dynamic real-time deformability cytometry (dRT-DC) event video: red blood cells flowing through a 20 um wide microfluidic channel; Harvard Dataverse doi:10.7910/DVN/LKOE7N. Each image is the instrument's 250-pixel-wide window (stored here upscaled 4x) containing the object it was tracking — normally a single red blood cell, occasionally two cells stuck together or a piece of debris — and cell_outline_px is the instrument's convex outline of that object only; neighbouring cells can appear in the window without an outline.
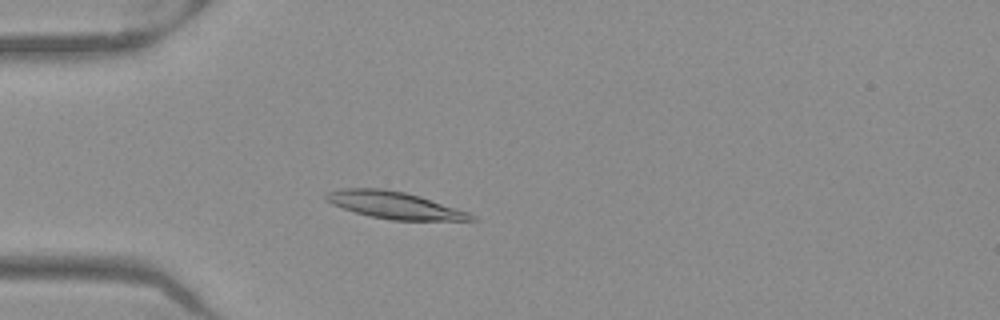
{"species": "Egyptian fruit bat (a non-hibernating species)", "species_latin": "Rousettus aegyptiacus", "temperature_condition": "warm", "stored_images_in_passage": 50, "camera_frame_rate_fps": 3000, "um_per_image_px": 0.085, "frame": {"image": 1, "passage_image": 13, "time_ms": 4.0, "image_size_px": [1000, 320], "cell_outline_px": [[480, 220], [392, 220], [368, 216], [332, 204], [324, 200], [324, 196], [328, 192], [340, 188], [384, 188], [404, 192], [420, 196], [468, 212], [476, 216]], "centroid_in_image_um": [33.51, 17.43], "position_along_channel_um": 51.5, "area_um2": 22.83}}
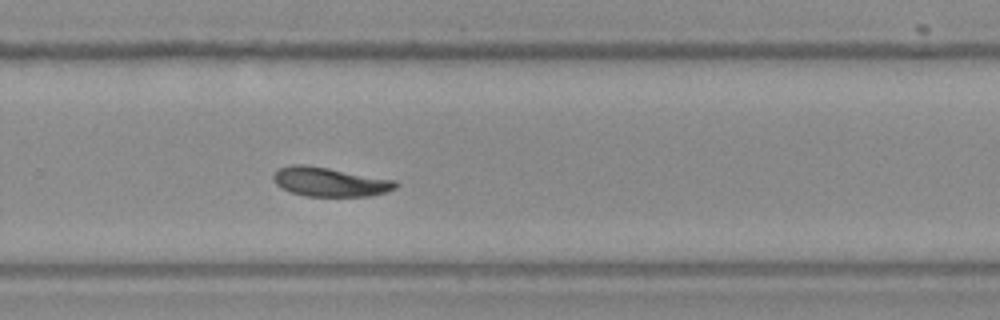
{"frame": {"image": 2, "passage_image": 33, "time_ms": 10.667, "image_size_px": [1000, 320], "cell_outline_px": [[400, 184], [396, 188], [372, 196], [304, 196], [280, 188], [276, 184], [272, 176], [280, 168], [292, 164], [304, 164], [328, 168], [396, 180]], "centroid_in_image_um": [28.04, 15.46], "position_along_channel_um": 301.8, "area_um2": 20.75}}
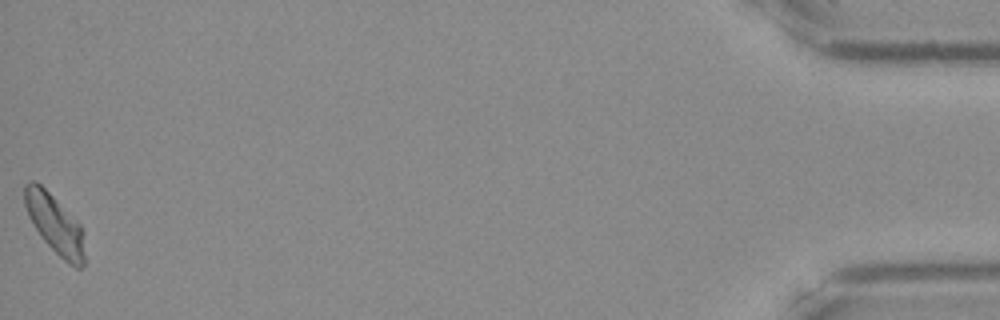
{"frame": {"image": 3, "passage_image": 50, "time_ms": 16.333, "image_size_px": [1000, 320], "cell_outline_px": [[84, 264], [80, 268], [76, 268], [68, 264], [40, 236], [28, 216], [24, 204], [24, 184], [28, 180], [36, 180], [80, 224], [84, 232]], "centroid_in_image_um": [4.65, 19.04], "position_along_channel_um": 430.5, "area_um2": 20.58}, "authors_computed_cell_mechanics": {"area_um2": 20.7502, "velocity_mm_per_s": 3.9462, "shape_relaxation_time_tau1_ms": 7.8548, "shape_relaxation_time_tau2_ms": null, "deformation_change_tau1": 0.1846, "deformation_change_tau2": null}}